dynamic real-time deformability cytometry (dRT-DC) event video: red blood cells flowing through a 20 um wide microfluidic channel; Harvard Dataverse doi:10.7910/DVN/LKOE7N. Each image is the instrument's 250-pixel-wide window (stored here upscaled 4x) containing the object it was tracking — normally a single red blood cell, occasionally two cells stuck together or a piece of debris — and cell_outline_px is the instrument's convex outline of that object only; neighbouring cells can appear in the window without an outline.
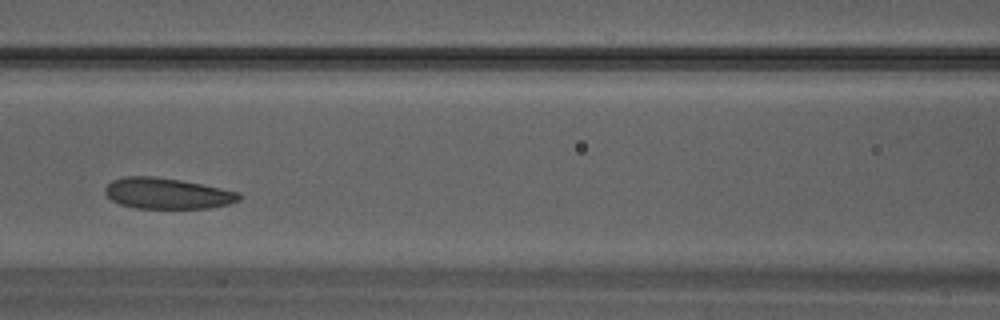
{"species": "Egyptian fruit bat (a non-hibernating species)", "species_latin": "Rousettus aegyptiacus", "temperature_condition": "warm", "stored_images_in_passage": 24, "camera_frame_rate_fps": 3000, "um_per_image_px": 0.085, "animal": {"sex": "male"}, "frame": {"image": 1, "passage_image": 6, "time_ms": 1.667, "image_size_px": [1000, 320], "cell_outline_px": [[240, 200], [228, 204], [208, 208], [136, 208], [120, 204], [112, 200], [104, 192], [104, 188], [112, 180], [124, 176], [152, 176], [180, 180], [240, 192]], "centroid_in_image_um": [14.19, 16.44], "position_along_channel_um": 152.4, "area_um2": 23.99}}
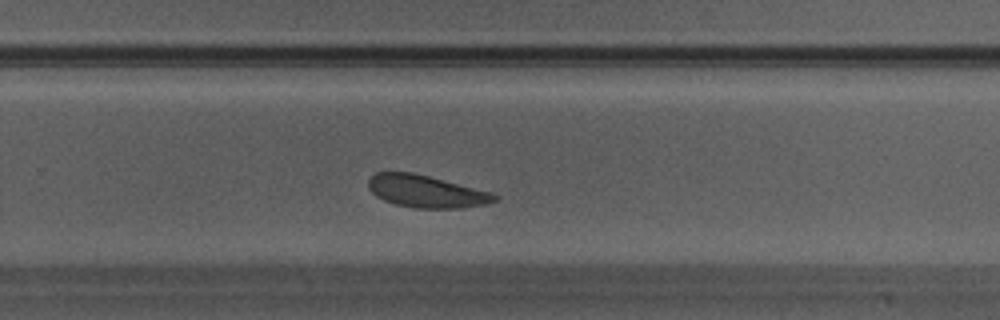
{"frame": {"image": 2, "passage_image": 13, "time_ms": 4.0, "image_size_px": [1000, 320], "cell_outline_px": [[500, 196], [496, 200], [488, 204], [460, 208], [416, 208], [396, 204], [384, 200], [376, 196], [368, 188], [368, 180], [376, 172], [412, 172], [492, 192]], "centroid_in_image_um": [36.24, 16.27], "position_along_channel_um": 293.6, "area_um2": 23.7}}
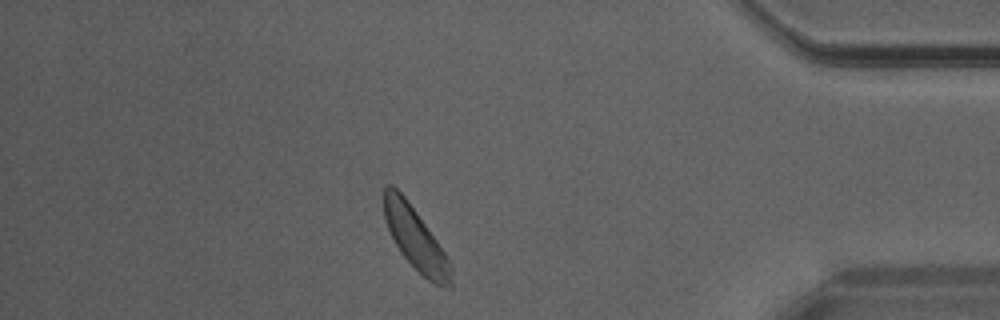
{"frame": {"image": 3, "passage_image": 20, "time_ms": 6.333, "image_size_px": [1000, 320], "cell_outline_px": [[452, 288], [440, 288], [432, 284], [400, 252], [384, 220], [384, 188], [388, 184], [392, 184], [404, 196], [416, 212], [436, 240], [452, 264]], "centroid_in_image_um": [35.35, 20.34], "position_along_channel_um": 399.9, "area_um2": 24.1}}